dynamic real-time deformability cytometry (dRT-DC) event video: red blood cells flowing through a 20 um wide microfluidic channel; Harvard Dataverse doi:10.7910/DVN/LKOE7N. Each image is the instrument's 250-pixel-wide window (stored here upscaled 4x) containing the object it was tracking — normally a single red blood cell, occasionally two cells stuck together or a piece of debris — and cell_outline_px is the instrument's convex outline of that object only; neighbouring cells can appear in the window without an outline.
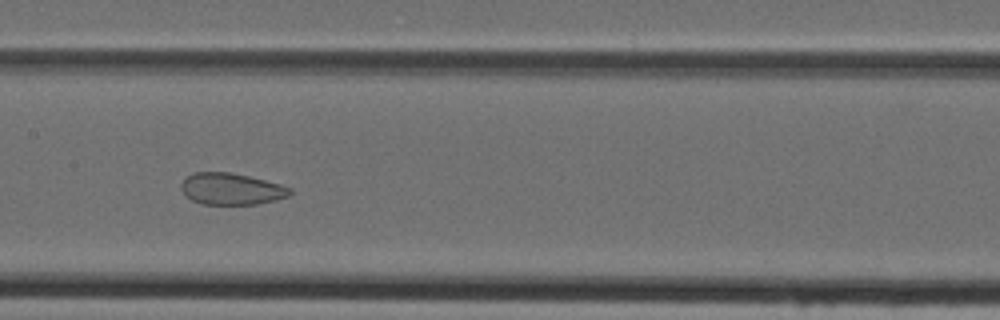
{"species": "Egyptian fruit bat (a non-hibernating species)", "species_latin": "Rousettus aegyptiacus", "temperature_condition": "cold", "stored_images_in_passage": 46, "camera_frame_rate_fps": 3000, "um_per_image_px": 0.085, "animal": {"sex": "female"}, "frame": {"image": 1, "passage_image": 22, "time_ms": 7.0, "image_size_px": [1000, 320], "cell_outline_px": [[292, 196], [276, 200], [256, 204], [200, 204], [184, 196], [180, 188], [180, 184], [184, 176], [192, 172], [228, 172], [248, 176], [280, 184], [292, 188]], "centroid_in_image_um": [19.63, 16.06], "position_along_channel_um": 187.8, "area_um2": 20.4}}
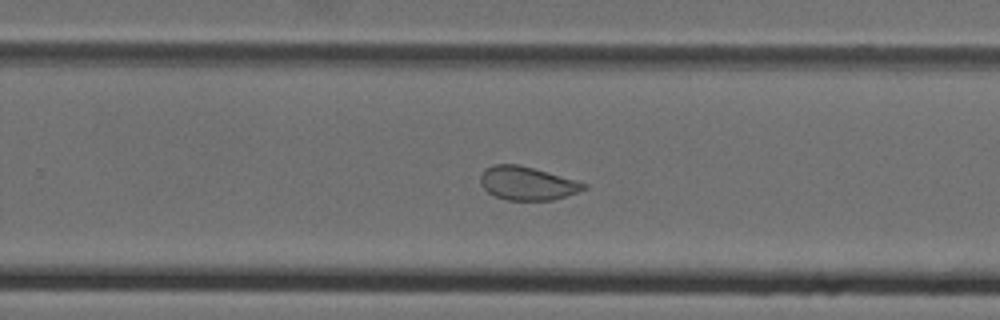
{"frame": {"image": 2, "passage_image": 29, "time_ms": 9.333, "image_size_px": [1000, 320], "cell_outline_px": [[588, 188], [552, 200], [508, 200], [496, 196], [488, 192], [480, 184], [480, 176], [484, 168], [492, 164], [520, 164], [588, 184]], "centroid_in_image_um": [44.77, 15.57], "position_along_channel_um": 285.0, "area_um2": 20.06}}
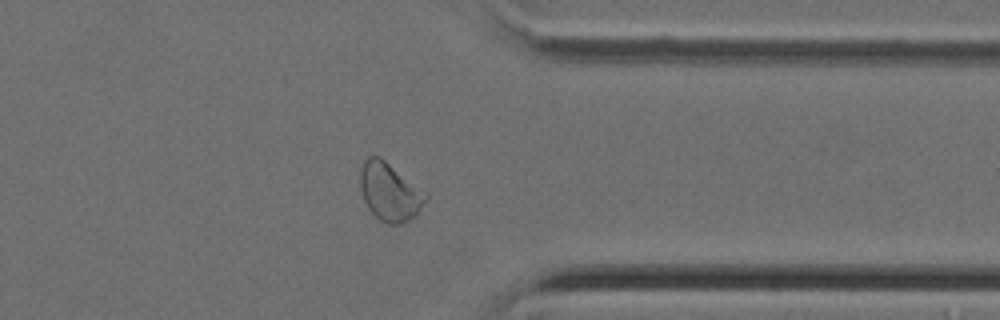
{"frame": {"image": 3, "passage_image": 36, "time_ms": 11.667, "image_size_px": [1000, 320], "cell_outline_px": [[428, 196], [420, 208], [408, 220], [400, 224], [388, 224], [380, 220], [368, 208], [364, 200], [360, 188], [360, 168], [364, 160], [368, 156], [380, 156], [428, 192]], "centroid_in_image_um": [33.12, 16.27], "position_along_channel_um": 378.3, "area_um2": 22.2}}